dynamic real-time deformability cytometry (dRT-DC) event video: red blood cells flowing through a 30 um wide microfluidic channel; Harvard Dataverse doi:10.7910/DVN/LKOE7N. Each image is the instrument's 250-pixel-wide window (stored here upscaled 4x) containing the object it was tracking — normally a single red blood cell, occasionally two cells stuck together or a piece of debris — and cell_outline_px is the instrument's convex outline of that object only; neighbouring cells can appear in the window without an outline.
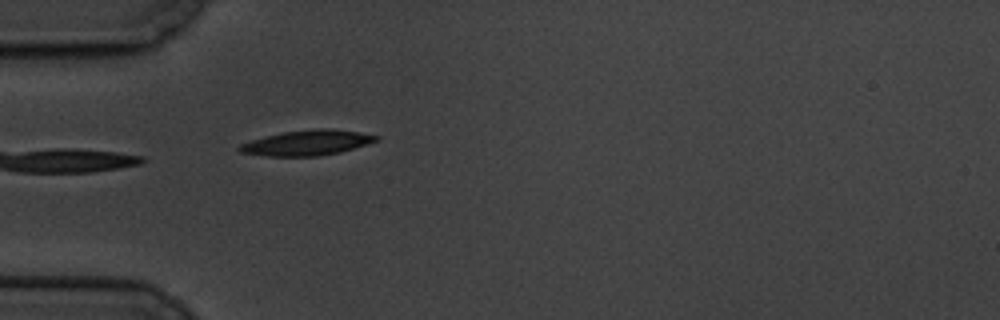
{"species": "common noctule bat (a hibernating species)", "species_latin": "Nyctalus noctula", "temperature_condition": "cold", "stored_images_in_passage": 27, "camera_frame_rate_fps": 3000, "um_per_image_px": 0.085, "animal": {"sex": "male", "body_mass_g": 19.5, "forearm_length_mm": 54.6}, "frame": {"image": 1, "passage_image": 1, "time_ms": 0.0, "image_size_px": [1000, 320], "cell_outline_px": [[380, 140], [340, 152], [316, 156], [268, 156], [240, 152], [236, 148], [240, 144], [252, 140], [284, 132], [320, 128], [332, 128], [380, 136]], "centroid_in_image_um": [26.12, 12.14], "position_along_channel_um": 58.9, "area_um2": 19.83}}